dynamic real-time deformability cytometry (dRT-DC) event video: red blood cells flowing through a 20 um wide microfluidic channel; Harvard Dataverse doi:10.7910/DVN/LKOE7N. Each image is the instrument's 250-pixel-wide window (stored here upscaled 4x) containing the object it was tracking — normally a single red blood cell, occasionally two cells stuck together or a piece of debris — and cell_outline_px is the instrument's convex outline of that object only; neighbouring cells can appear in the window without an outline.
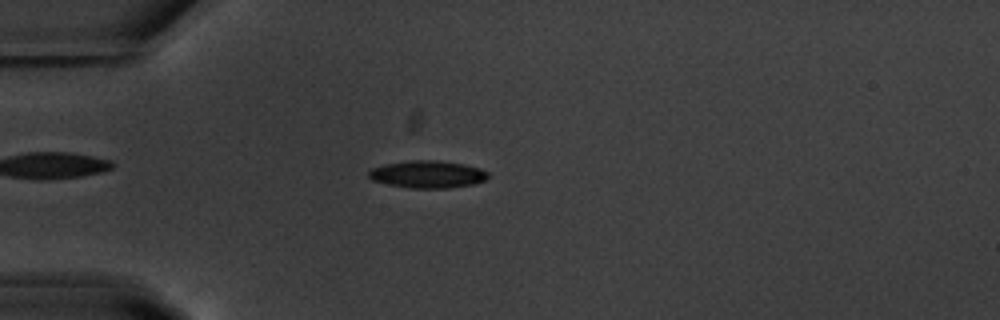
{"species": "common noctule bat (a hibernating species)", "species_latin": "Nyctalus noctula", "temperature_condition": "warm", "stored_images_in_passage": 46, "camera_frame_rate_fps": 3000, "um_per_image_px": 0.085, "animal": {"sex": "male", "body_mass_g": 20.1, "forearm_length_mm": 53.5}, "frame": {"image": 1, "passage_image": 7, "time_ms": 2.0, "image_size_px": [1000, 320], "cell_outline_px": [[488, 176], [484, 180], [472, 184], [448, 188], [408, 188], [388, 184], [372, 180], [368, 176], [368, 172], [372, 168], [384, 164], [412, 160], [432, 160], [464, 164], [480, 168], [488, 172]], "centroid_in_image_um": [36.32, 14.81], "position_along_channel_um": 48.7, "area_um2": 18.9}, "authors_computed_cell_mechanics": {"area_um2": 18.9006, "velocity_mm_per_s": 3.7198, "shape_relaxation_time_tau1_ms": 2.6949, "shape_relaxation_time_tau2_ms": 10.089, "deformation_change_tau1": 0.1236, "deformation_change_tau2": 0.1656}}